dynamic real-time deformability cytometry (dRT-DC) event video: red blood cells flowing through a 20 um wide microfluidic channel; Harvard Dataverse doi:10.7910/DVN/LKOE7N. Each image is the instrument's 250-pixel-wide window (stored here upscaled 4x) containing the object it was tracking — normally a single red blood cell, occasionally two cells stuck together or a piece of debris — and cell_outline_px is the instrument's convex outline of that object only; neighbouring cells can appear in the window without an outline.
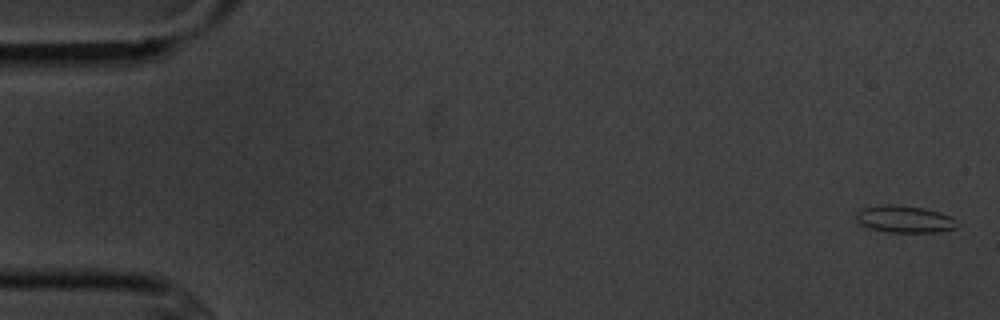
{"species": "common noctule bat (a hibernating species)", "species_latin": "Nyctalus noctula", "temperature_condition": "cold", "stored_images_in_passage": 6, "camera_frame_rate_fps": 3000, "um_per_image_px": 0.085, "animal": {"sex": "male", "body_mass_g": 20.1, "forearm_length_mm": 53.5}, "frame": {"image": 1, "passage_image": 1, "time_ms": 0.0, "image_size_px": [1000, 320], "cell_outline_px": [[956, 228], [936, 232], [888, 232], [868, 228], [856, 220], [856, 212], [864, 208], [880, 204], [892, 204], [924, 208], [940, 212], [952, 216]], "centroid_in_image_um": [76.85, 18.62], "position_along_channel_um": 8.2, "area_um2": 15.84}}
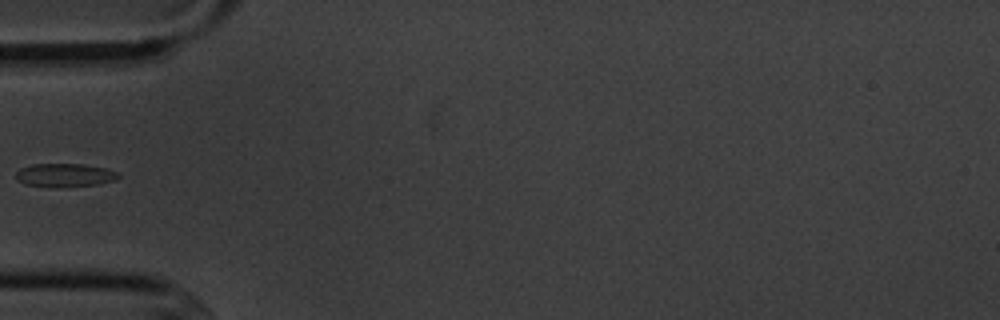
{"frame": {"image": 2, "passage_image": 5, "time_ms": 5.667, "image_size_px": [1000, 320], "cell_outline_px": [[120, 176], [116, 180], [100, 184], [56, 188], [48, 188], [24, 184], [16, 176], [16, 172], [20, 168], [32, 164], [84, 164], [104, 168], [120, 172]], "centroid_in_image_um": [5.53, 14.9], "position_along_channel_um": 79.5, "area_um2": 14.28}}
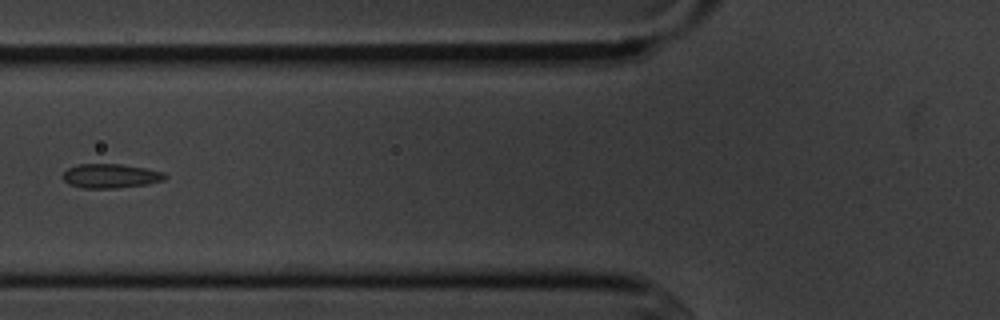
{"frame": {"image": 3, "passage_image": 6, "time_ms": 6.667, "image_size_px": [1000, 320], "cell_outline_px": [[168, 176], [164, 180], [148, 184], [116, 188], [84, 188], [68, 184], [60, 176], [68, 168], [76, 164], [120, 164], [144, 168], [164, 172]], "centroid_in_image_um": [9.38, 14.95], "position_along_channel_um": 116.4, "area_um2": 14.51}}